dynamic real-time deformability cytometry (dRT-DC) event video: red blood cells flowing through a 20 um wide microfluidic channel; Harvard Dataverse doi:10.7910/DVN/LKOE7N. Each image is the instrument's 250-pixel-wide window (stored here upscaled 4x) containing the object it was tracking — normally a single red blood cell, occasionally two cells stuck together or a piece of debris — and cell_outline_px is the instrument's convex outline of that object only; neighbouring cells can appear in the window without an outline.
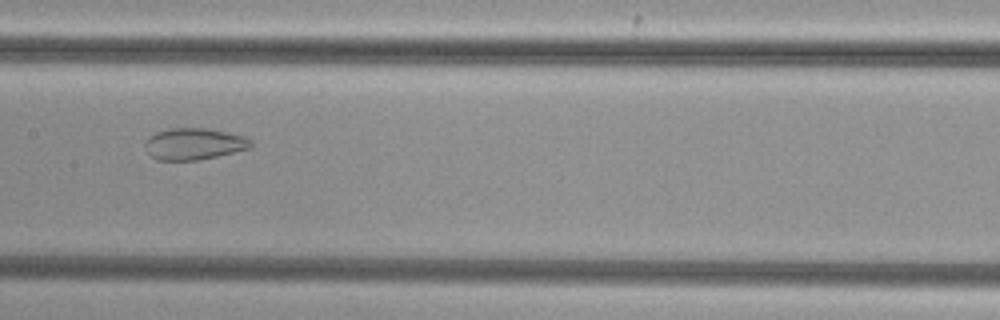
{"species": "common noctule bat (a hibernating species)", "species_latin": "Nyctalus noctula", "temperature_condition": "cold", "stored_images_in_passage": 39, "camera_frame_rate_fps": 3000, "um_per_image_px": 0.085, "animal": {"sex": "female", "body_mass_g": 29.2, "forearm_length_mm": 56.3}, "frame": {"image": 1, "passage_image": 14, "time_ms": 4.333, "image_size_px": [1000, 320], "cell_outline_px": [[252, 148], [216, 156], [196, 160], [156, 160], [144, 148], [144, 144], [148, 136], [156, 132], [168, 128], [208, 128], [228, 132], [244, 136], [252, 140]], "centroid_in_image_um": [16.48, 12.22], "position_along_channel_um": 190.9, "area_um2": 19.65}}
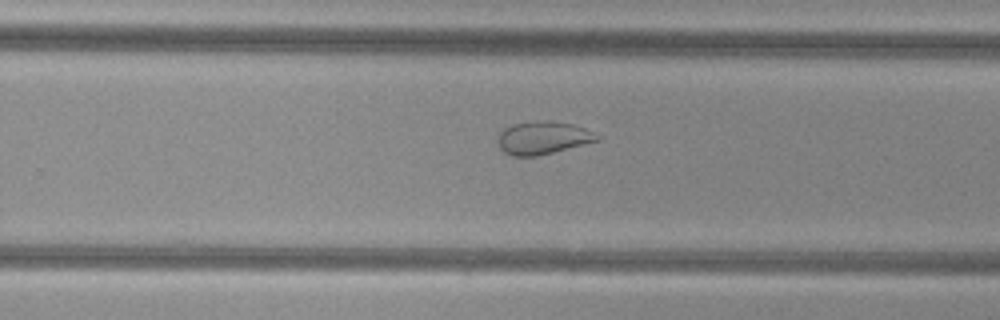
{"frame": {"image": 2, "passage_image": 21, "time_ms": 6.667, "image_size_px": [1000, 320], "cell_outline_px": [[604, 136], [600, 140], [536, 156], [512, 156], [504, 152], [500, 148], [496, 140], [500, 132], [504, 128], [512, 124], [536, 120], [552, 120], [572, 124], [584, 128]], "centroid_in_image_um": [46.15, 11.7], "position_along_channel_um": 283.7, "area_um2": 19.25}}
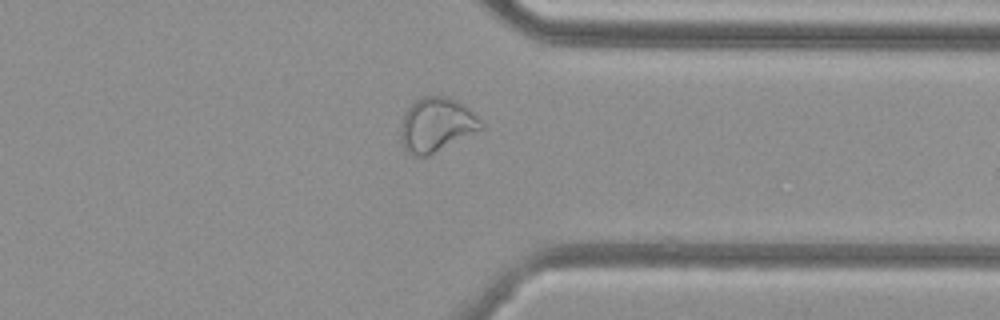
{"frame": {"image": 3, "passage_image": 28, "time_ms": 9.0, "image_size_px": [1000, 320], "cell_outline_px": [[484, 128], [428, 156], [416, 156], [408, 152], [404, 148], [400, 136], [400, 124], [408, 108], [420, 96], [444, 96], [460, 100], [484, 120]], "centroid_in_image_um": [37.15, 10.58], "position_along_channel_um": 374.3, "area_um2": 25.72}}